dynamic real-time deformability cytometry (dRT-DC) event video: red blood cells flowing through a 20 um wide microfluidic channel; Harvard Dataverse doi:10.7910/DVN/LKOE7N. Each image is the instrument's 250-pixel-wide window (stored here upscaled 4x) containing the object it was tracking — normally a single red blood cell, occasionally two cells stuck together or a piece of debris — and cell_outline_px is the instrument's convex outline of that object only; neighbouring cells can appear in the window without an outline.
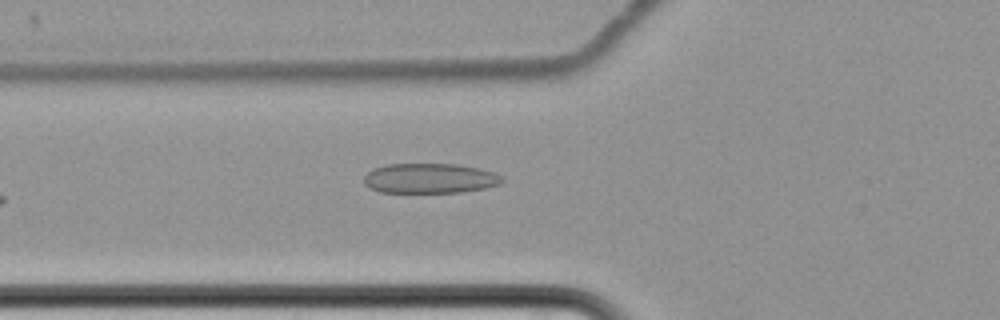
{"species": "common noctule bat (a hibernating species)", "species_latin": "Nyctalus noctula", "temperature_condition": "cold", "stored_images_in_passage": 9, "camera_frame_rate_fps": 3000, "um_per_image_px": 0.085, "animal": {"sex": "female", "body_mass_g": 22.7, "forearm_length_mm": 54.2}, "frame": {"image": 1, "passage_image": 9, "time_ms": 10.333, "image_size_px": [1000, 320], "cell_outline_px": [[504, 180], [500, 184], [484, 188], [460, 192], [380, 192], [368, 188], [364, 184], [364, 176], [372, 168], [384, 164], [456, 164], [480, 168], [504, 176]], "centroid_in_image_um": [36.51, 15.15], "position_along_channel_um": 89.3, "area_um2": 24.28}}